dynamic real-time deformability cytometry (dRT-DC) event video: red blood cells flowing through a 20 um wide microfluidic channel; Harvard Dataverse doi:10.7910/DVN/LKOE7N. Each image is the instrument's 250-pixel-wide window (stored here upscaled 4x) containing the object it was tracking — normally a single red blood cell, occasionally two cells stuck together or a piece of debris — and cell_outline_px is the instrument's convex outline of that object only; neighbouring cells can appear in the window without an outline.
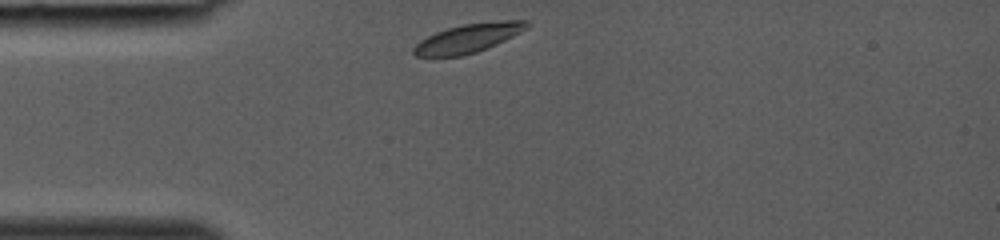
{"species": "common noctule bat (a hibernating species)", "species_latin": "Nyctalus noctula", "temperature_condition": "room temperature", "stored_images_in_passage": 25, "camera_frame_rate_fps": 3000, "um_per_image_px": 0.085, "animal": {"sex": "female", "body_mass_g": 19.0, "forearm_length_mm": 53.3}, "frame": {"image": 1, "passage_image": 1, "time_ms": 0.0, "image_size_px": [1000, 240], "cell_outline_px": [[532, 24], [528, 28], [496, 44], [476, 52], [460, 56], [416, 56], [412, 52], [412, 48], [420, 40], [436, 32], [448, 28], [464, 24], [504, 20], [532, 20]], "centroid_in_image_um": [39.83, 3.23], "position_along_channel_um": 45.2, "area_um2": 18.9}}
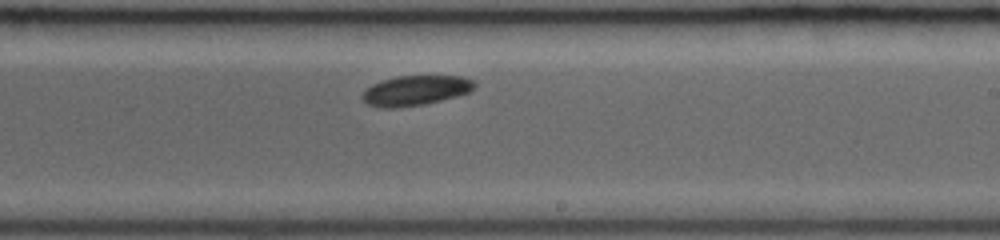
{"frame": {"image": 2, "passage_image": 15, "time_ms": 4.667, "image_size_px": [1000, 240], "cell_outline_px": [[476, 84], [468, 92], [456, 96], [424, 104], [388, 108], [384, 108], [368, 104], [364, 100], [364, 92], [372, 84], [396, 76], [464, 76], [472, 80]], "centroid_in_image_um": [35.34, 7.68], "position_along_channel_um": 253.7, "area_um2": 19.07}}
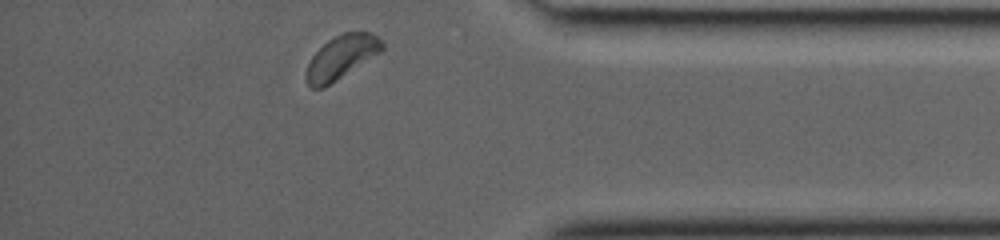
{"frame": {"image": 3, "passage_image": 25, "time_ms": 8.0, "image_size_px": [1000, 240], "cell_outline_px": [[384, 48], [380, 52], [324, 88], [312, 88], [308, 84], [304, 76], [308, 64], [312, 56], [328, 40], [344, 32], [372, 32], [384, 44]], "centroid_in_image_um": [29.0, 4.86], "position_along_channel_um": 406.2, "area_um2": 18.96}}